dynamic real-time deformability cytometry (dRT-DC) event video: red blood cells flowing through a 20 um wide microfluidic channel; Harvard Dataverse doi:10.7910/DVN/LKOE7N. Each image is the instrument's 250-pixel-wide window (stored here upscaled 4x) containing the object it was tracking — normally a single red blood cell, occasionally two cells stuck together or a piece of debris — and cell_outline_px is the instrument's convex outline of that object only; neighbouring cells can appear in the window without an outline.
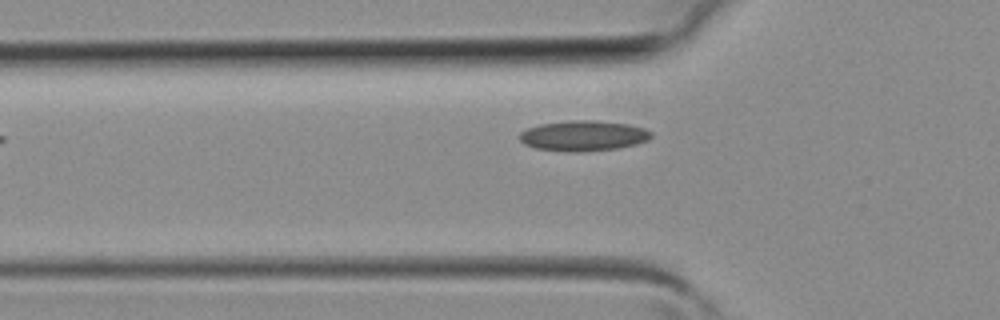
{"species": "common noctule bat (a hibernating species)", "species_latin": "Nyctalus noctula", "temperature_condition": "room temperature", "stored_images_in_passage": 30, "camera_frame_rate_fps": 3000, "um_per_image_px": 0.085, "animal": {"sex": "female", "body_mass_g": 19.3, "forearm_length_mm": 54.1}, "frame": {"image": 1, "passage_image": 4, "time_ms": 1.0, "image_size_px": [1000, 320], "cell_outline_px": [[652, 136], [648, 140], [636, 144], [616, 148], [580, 152], [564, 152], [536, 148], [524, 144], [520, 140], [520, 132], [528, 128], [540, 124], [572, 120], [596, 120], [628, 124], [644, 128], [652, 132]], "centroid_in_image_um": [49.59, 11.54], "position_along_channel_um": 76.2, "area_um2": 23.35}}
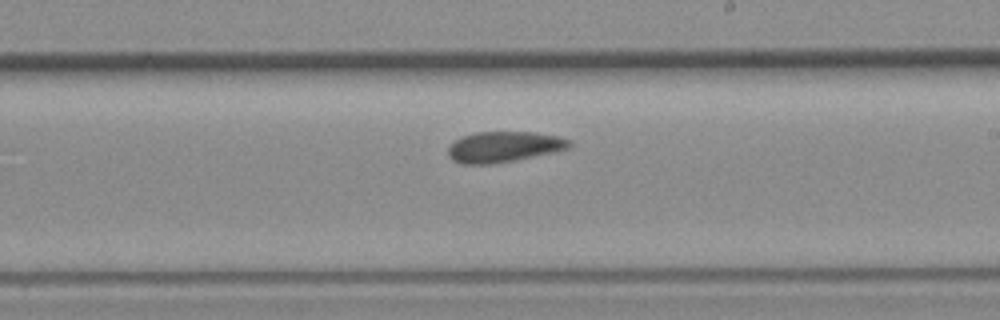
{"frame": {"image": 2, "passage_image": 14, "time_ms": 4.333, "image_size_px": [1000, 320], "cell_outline_px": [[572, 144], [568, 148], [552, 152], [516, 160], [492, 164], [460, 164], [452, 160], [448, 156], [448, 148], [460, 136], [476, 132], [532, 132], [556, 136], [572, 140]], "centroid_in_image_um": [42.79, 12.48], "position_along_channel_um": 246.2, "area_um2": 21.68}}
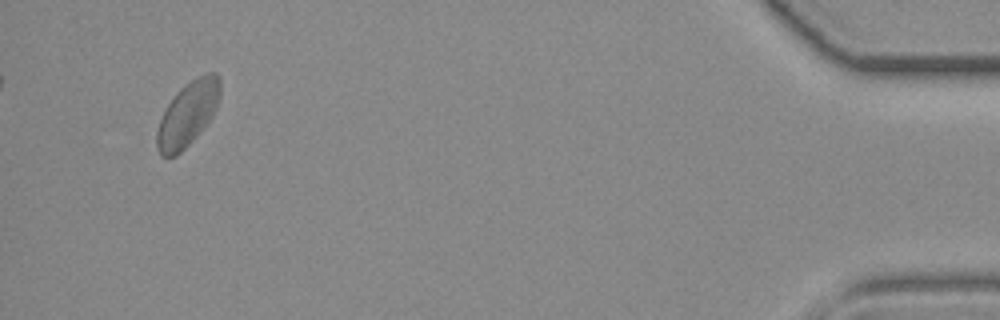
{"frame": {"image": 3, "passage_image": 29, "time_ms": 9.333, "image_size_px": [1000, 320], "cell_outline_px": [[220, 96], [216, 108], [212, 116], [200, 132], [176, 156], [160, 156], [156, 144], [156, 132], [160, 120], [168, 104], [176, 92], [180, 88], [196, 76], [208, 72], [216, 72], [220, 80]], "centroid_in_image_um": [15.96, 9.66], "position_along_channel_um": 419.2, "area_um2": 23.64}}